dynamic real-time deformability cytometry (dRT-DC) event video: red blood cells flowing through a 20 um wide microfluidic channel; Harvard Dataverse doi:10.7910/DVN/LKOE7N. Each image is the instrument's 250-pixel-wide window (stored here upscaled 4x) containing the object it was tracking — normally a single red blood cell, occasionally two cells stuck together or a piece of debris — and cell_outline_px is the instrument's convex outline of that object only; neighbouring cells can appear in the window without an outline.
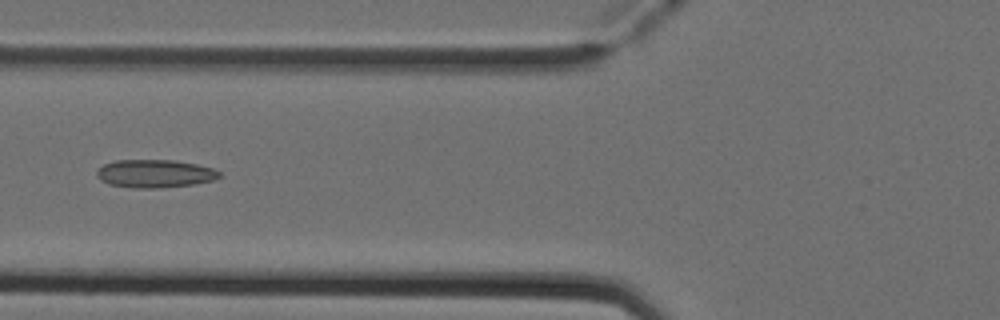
{"species": "Egyptian fruit bat (a non-hibernating species)", "species_latin": "Rousettus aegyptiacus", "temperature_condition": "cold", "stored_images_in_passage": 6, "camera_frame_rate_fps": 3000, "um_per_image_px": 0.085, "animal": {"sex": "female"}, "frame": {"image": 1, "passage_image": 6, "time_ms": 1.667, "image_size_px": [1000, 320], "cell_outline_px": [[220, 176], [212, 180], [192, 184], [164, 188], [132, 188], [108, 184], [100, 180], [96, 176], [96, 172], [104, 164], [116, 160], [176, 160], [196, 164], [212, 168], [220, 172]], "centroid_in_image_um": [13.13, 14.76], "position_along_channel_um": 112.7, "area_um2": 20.06}}